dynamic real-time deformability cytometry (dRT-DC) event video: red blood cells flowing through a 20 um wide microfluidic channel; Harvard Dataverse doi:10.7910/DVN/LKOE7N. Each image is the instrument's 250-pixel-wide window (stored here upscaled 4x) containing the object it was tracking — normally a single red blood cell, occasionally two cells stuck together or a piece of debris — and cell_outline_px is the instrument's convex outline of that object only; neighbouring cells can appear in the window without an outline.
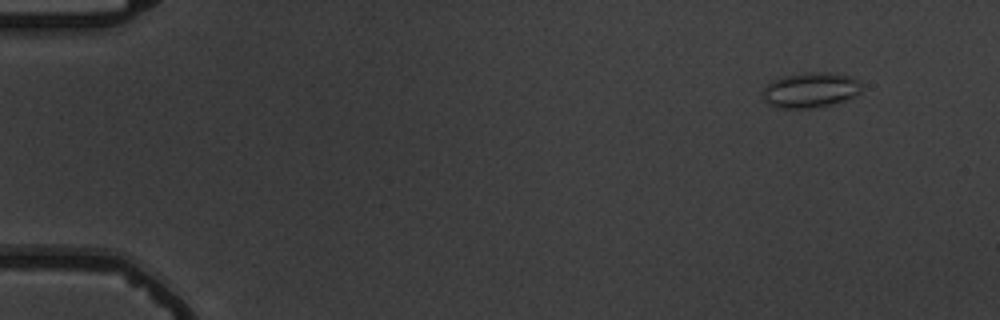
{"species": "common noctule bat (a hibernating species)", "species_latin": "Nyctalus noctula", "temperature_condition": "warm", "stored_images_in_passage": 7, "camera_frame_rate_fps": 3000, "um_per_image_px": 0.085, "animal": {"sex": "male", "body_mass_g": 19.5, "forearm_length_mm": 54.6}, "frame": {"image": 1, "passage_image": 1, "time_ms": 0.0, "image_size_px": [1000, 320], "cell_outline_px": [[860, 92], [856, 96], [832, 104], [808, 108], [776, 108], [768, 104], [760, 96], [760, 92], [772, 80], [784, 76], [804, 72], [828, 72], [852, 76], [860, 84]], "centroid_in_image_um": [68.83, 7.65], "position_along_channel_um": 16.2, "area_um2": 20.46}}
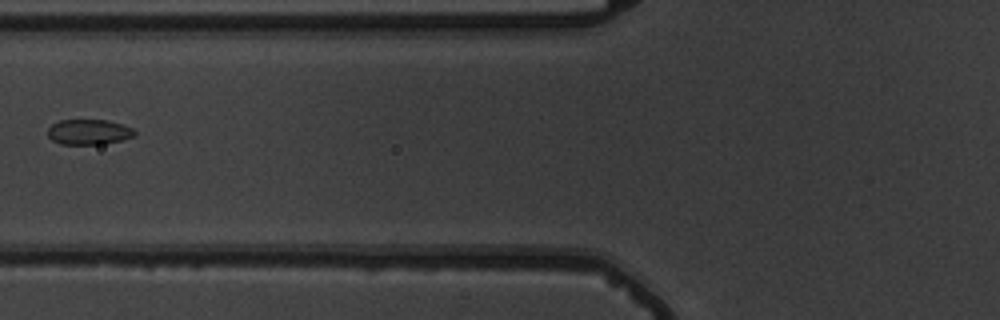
{"frame": {"image": 2, "passage_image": 6, "time_ms": 6.0, "image_size_px": [1000, 320], "cell_outline_px": [[136, 136], [104, 144], [60, 144], [52, 140], [48, 136], [48, 128], [52, 124], [60, 120], [108, 120], [124, 124], [132, 128], [136, 132]], "centroid_in_image_um": [7.57, 11.21], "position_along_channel_um": 118.2, "area_um2": 12.89}}
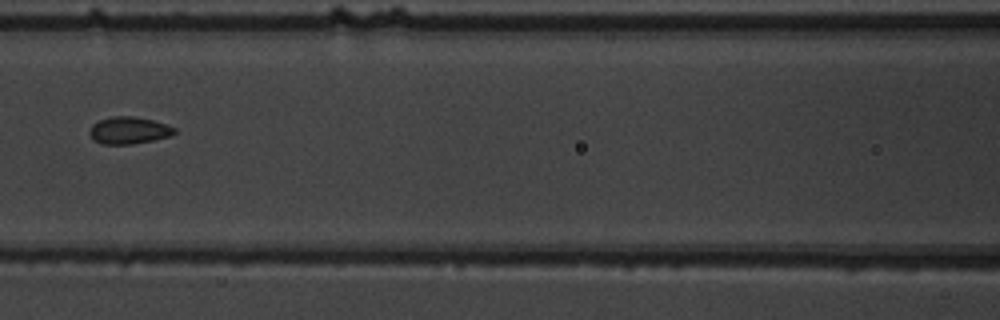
{"frame": {"image": 3, "passage_image": 7, "time_ms": 7.0, "image_size_px": [1000, 320], "cell_outline_px": [[176, 132], [168, 136], [152, 140], [132, 144], [104, 144], [92, 140], [88, 132], [92, 124], [100, 120], [112, 116], [132, 116], [152, 120], [168, 124], [176, 128]], "centroid_in_image_um": [10.93, 11.08], "position_along_channel_um": 155.7, "area_um2": 13.41}}